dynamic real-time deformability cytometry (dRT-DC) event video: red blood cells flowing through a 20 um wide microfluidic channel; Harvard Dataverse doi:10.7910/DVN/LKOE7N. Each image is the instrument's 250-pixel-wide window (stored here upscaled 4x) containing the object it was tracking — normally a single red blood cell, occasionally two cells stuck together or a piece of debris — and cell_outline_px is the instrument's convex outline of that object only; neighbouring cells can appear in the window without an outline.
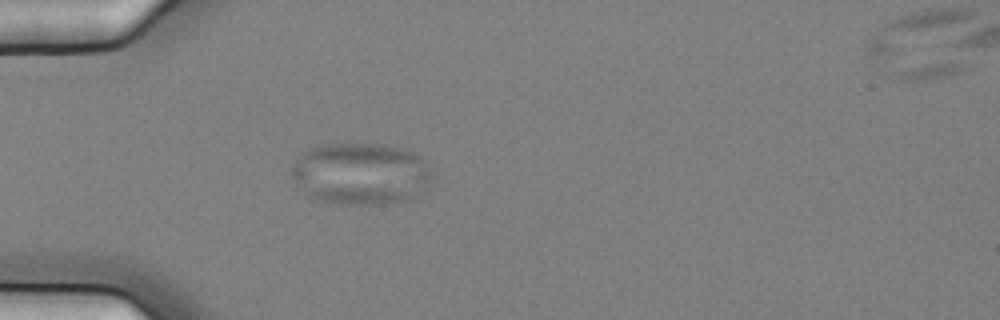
{"species": "common noctule bat (a hibernating species)", "species_latin": "Nyctalus noctula", "temperature_condition": "cold", "stored_images_in_passage": 3, "camera_frame_rate_fps": 3000, "um_per_image_px": 0.085, "animal": {"sex": "female", "body_mass_g": 25.1}, "frame": {"image": 1, "passage_image": 2, "time_ms": 0.333, "image_size_px": [1000, 320], "cell_outline_px": [[432, 172], [416, 196], [404, 200], [384, 204], [340, 204], [320, 200], [308, 196], [300, 188], [292, 176], [292, 168], [300, 152], [304, 148], [328, 144], [380, 144], [400, 148], [416, 152], [424, 160]], "centroid_in_image_um": [30.6, 14.74], "position_along_channel_um": 54.4, "area_um2": 50.4}}